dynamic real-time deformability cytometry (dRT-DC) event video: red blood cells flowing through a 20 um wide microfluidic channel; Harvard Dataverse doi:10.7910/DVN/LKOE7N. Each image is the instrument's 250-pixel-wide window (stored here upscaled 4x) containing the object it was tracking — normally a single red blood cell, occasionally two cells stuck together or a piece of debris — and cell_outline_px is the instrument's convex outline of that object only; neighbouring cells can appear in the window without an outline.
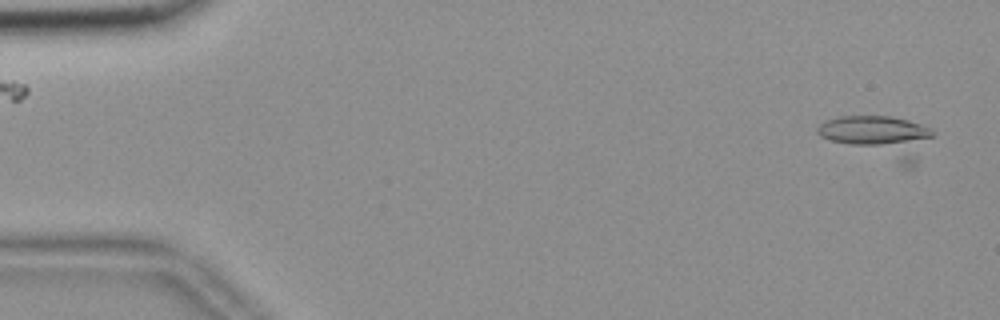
{"species": "common noctule bat (a hibernating species)", "species_latin": "Nyctalus noctula", "temperature_condition": "room temperature", "stored_images_in_passage": 7, "camera_frame_rate_fps": 3000, "um_per_image_px": 0.085, "animal": {"sex": "female", "body_mass_g": 18.4}, "frame": {"image": 1, "passage_image": 2, "time_ms": 0.333, "image_size_px": [1000, 320], "cell_outline_px": [[936, 136], [916, 164], [912, 168], [904, 168], [828, 140], [820, 136], [816, 132], [816, 128], [820, 124], [828, 120], [840, 116], [892, 116], [908, 120], [932, 128], [936, 132]], "centroid_in_image_um": [74.84, 11.68], "position_along_channel_um": 10.2, "area_um2": 29.19}}